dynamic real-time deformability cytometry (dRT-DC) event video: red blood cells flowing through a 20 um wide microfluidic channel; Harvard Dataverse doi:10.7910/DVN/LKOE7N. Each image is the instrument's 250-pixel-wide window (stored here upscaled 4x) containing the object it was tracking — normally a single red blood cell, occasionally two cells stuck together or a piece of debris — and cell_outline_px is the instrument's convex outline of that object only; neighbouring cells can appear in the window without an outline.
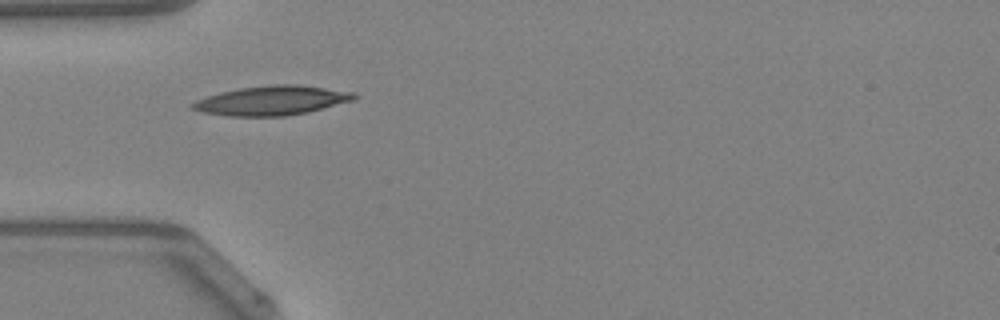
{"species": "Egyptian fruit bat (a non-hibernating species)", "species_latin": "Rousettus aegyptiacus", "temperature_condition": "warm", "stored_images_in_passage": 10, "camera_frame_rate_fps": 3000, "um_per_image_px": 0.085, "animal": {"sex": "female"}, "frame": {"image": 1, "passage_image": 1, "time_ms": 0.0, "image_size_px": [1000, 320], "cell_outline_px": [[360, 96], [352, 100], [308, 112], [284, 116], [228, 116], [200, 112], [192, 108], [188, 104], [196, 100], [220, 92], [240, 88], [272, 84], [296, 84], [356, 92]], "centroid_in_image_um": [23.09, 8.54], "position_along_channel_um": 61.9, "area_um2": 27.69}}
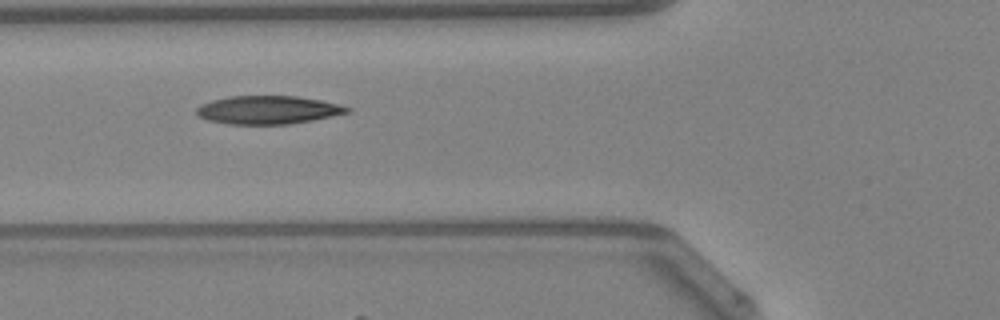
{"frame": {"image": 2, "passage_image": 4, "time_ms": 1.0, "image_size_px": [1000, 320], "cell_outline_px": [[352, 112], [312, 120], [288, 124], [228, 124], [208, 120], [200, 116], [196, 112], [196, 108], [200, 104], [212, 100], [228, 96], [296, 96], [320, 100], [352, 108]], "centroid_in_image_um": [22.77, 9.34], "position_along_channel_um": 103.0, "area_um2": 24.74}}